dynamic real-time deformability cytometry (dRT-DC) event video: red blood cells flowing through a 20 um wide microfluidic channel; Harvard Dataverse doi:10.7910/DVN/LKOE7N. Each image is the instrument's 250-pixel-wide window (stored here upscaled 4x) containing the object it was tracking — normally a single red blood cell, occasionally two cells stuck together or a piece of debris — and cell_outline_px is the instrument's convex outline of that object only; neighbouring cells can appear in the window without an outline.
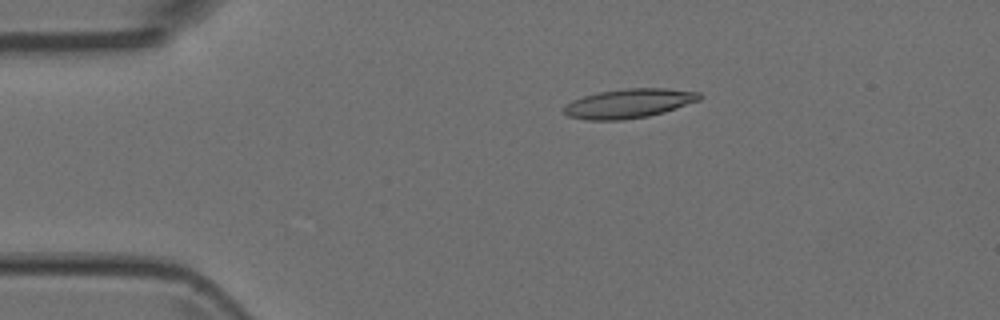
{"species": "Egyptian fruit bat (a non-hibernating species)", "species_latin": "Rousettus aegyptiacus", "temperature_condition": "room temperature", "stored_images_in_passage": 6, "camera_frame_rate_fps": 3000, "um_per_image_px": 0.085, "animal": {"sex": "female"}, "frame": {"image": 1, "passage_image": 2, "time_ms": 0.333, "image_size_px": [1000, 320], "cell_outline_px": [[704, 96], [700, 100], [664, 112], [648, 116], [624, 120], [588, 120], [568, 116], [564, 112], [564, 104], [572, 100], [596, 92], [624, 88], [664, 88], [700, 92]], "centroid_in_image_um": [53.46, 8.78], "position_along_channel_um": 31.5, "area_um2": 23.29}}
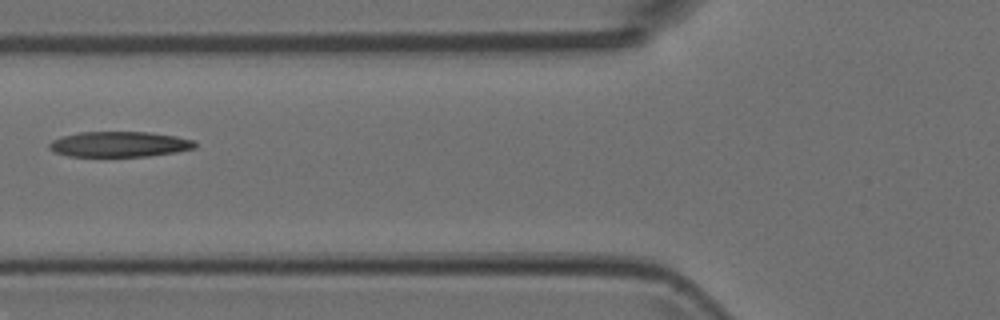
{"frame": {"image": 2, "passage_image": 5, "time_ms": 1.333, "image_size_px": [1000, 320], "cell_outline_px": [[196, 148], [176, 152], [148, 156], [68, 156], [56, 152], [48, 148], [48, 144], [52, 140], [64, 136], [80, 132], [148, 132], [176, 136], [192, 140], [196, 144]], "centroid_in_image_um": [10.15, 12.26], "position_along_channel_um": 115.6, "area_um2": 21.44}}
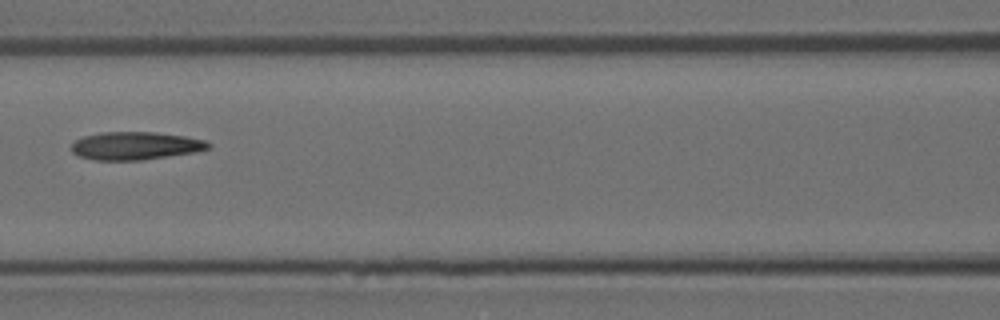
{"frame": {"image": 3, "passage_image": 6, "time_ms": 1.667, "image_size_px": [1000, 320], "cell_outline_px": [[212, 144], [208, 148], [196, 152], [140, 160], [96, 160], [80, 156], [72, 152], [72, 144], [76, 140], [84, 136], [100, 132], [156, 132], [184, 136], [204, 140]], "centroid_in_image_um": [11.51, 12.38], "position_along_channel_um": 155.1, "area_um2": 22.14}}